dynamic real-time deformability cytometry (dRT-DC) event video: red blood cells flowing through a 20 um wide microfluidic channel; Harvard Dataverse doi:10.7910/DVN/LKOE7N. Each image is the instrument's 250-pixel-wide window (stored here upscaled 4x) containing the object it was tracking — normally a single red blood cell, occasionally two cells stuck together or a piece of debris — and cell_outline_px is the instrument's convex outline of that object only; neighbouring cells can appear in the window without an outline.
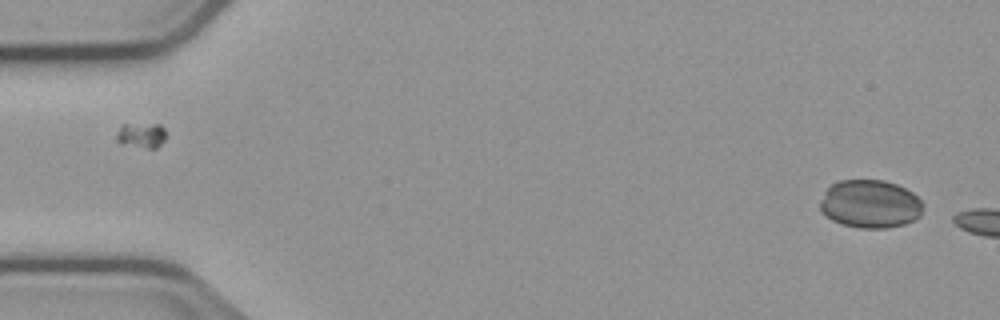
{"species": "common noctule bat (a hibernating species)", "species_latin": "Nyctalus noctula", "temperature_condition": "cold", "stored_images_in_passage": 12, "camera_frame_rate_fps": 3000, "um_per_image_px": 0.085, "animal": {"sex": "male", "body_mass_g": 23.1, "forearm_length_mm": 52.7}, "frame": {"image": 1, "passage_image": 2, "time_ms": 0.333, "image_size_px": [1000, 320], "cell_outline_px": [[924, 204], [920, 216], [904, 224], [888, 228], [860, 228], [840, 224], [832, 220], [820, 212], [820, 200], [824, 192], [832, 184], [840, 180], [884, 180], [896, 184], [912, 192]], "centroid_in_image_um": [73.94, 17.34], "position_along_channel_um": 11.1, "area_um2": 29.02}}